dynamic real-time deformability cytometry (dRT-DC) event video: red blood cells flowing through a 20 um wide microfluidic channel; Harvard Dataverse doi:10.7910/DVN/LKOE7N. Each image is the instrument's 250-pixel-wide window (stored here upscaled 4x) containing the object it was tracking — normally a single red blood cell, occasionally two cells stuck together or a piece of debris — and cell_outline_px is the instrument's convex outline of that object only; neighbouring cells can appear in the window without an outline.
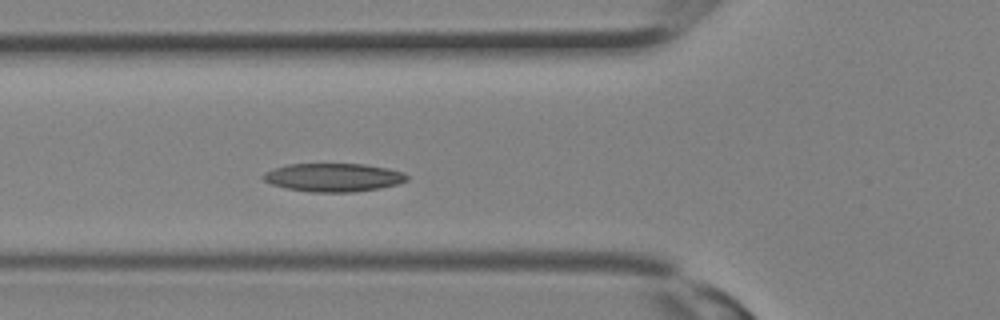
{"species": "Egyptian fruit bat (a non-hibernating species)", "species_latin": "Rousettus aegyptiacus", "temperature_condition": "room temperature", "stored_images_in_passage": 7, "camera_frame_rate_fps": 3000, "um_per_image_px": 0.085, "animal": {"sex": "female"}, "frame": {"image": 1, "passage_image": 5, "time_ms": 1.333, "image_size_px": [1000, 320], "cell_outline_px": [[408, 180], [396, 184], [380, 188], [352, 192], [312, 192], [288, 188], [272, 184], [264, 180], [260, 176], [264, 172], [288, 164], [364, 164], [388, 168], [404, 172], [408, 176]], "centroid_in_image_um": [28.35, 15.07], "position_along_channel_um": 97.4, "area_um2": 23.64}}
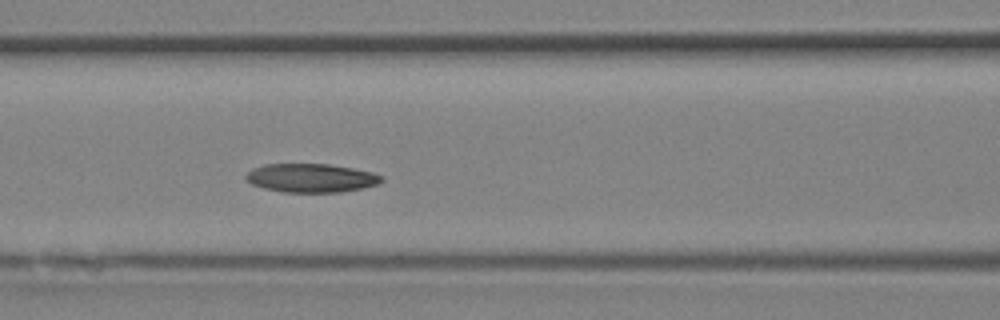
{"frame": {"image": 2, "passage_image": 7, "time_ms": 2.0, "image_size_px": [1000, 320], "cell_outline_px": [[384, 180], [380, 184], [340, 192], [280, 192], [264, 188], [252, 184], [244, 176], [252, 168], [264, 164], [328, 164], [352, 168], [372, 172], [384, 176]], "centroid_in_image_um": [26.46, 15.12], "position_along_channel_um": 140.1, "area_um2": 22.72}}